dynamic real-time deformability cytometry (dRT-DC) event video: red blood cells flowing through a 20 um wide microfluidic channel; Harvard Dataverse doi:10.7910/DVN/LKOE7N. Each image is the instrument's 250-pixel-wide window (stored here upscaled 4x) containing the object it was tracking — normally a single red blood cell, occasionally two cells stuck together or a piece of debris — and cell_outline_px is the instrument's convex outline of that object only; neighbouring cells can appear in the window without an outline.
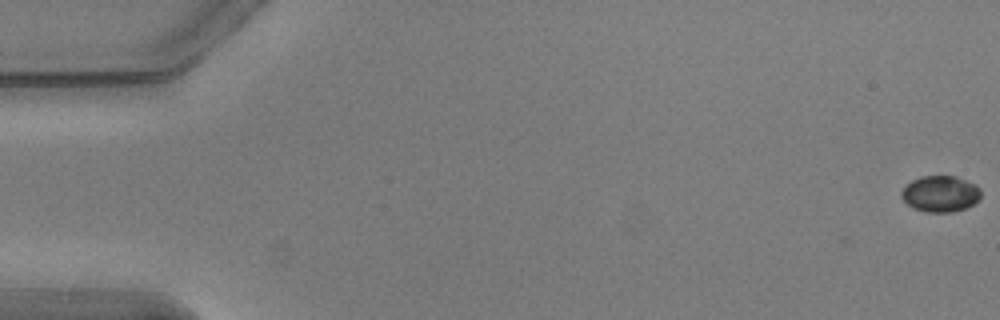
{"species": "common noctule bat (a hibernating species)", "species_latin": "Nyctalus noctula", "temperature_condition": "warm", "stored_images_in_passage": 57, "camera_frame_rate_fps": 3000, "um_per_image_px": 0.085, "animal": {"sex": "male", "body_mass_g": 20.5, "forearm_length_mm": 52.5}, "frame": {"image": 1, "passage_image": 1, "time_ms": 0.0, "image_size_px": [1000, 320], "cell_outline_px": [[980, 200], [964, 208], [952, 212], [924, 212], [912, 208], [900, 196], [900, 192], [912, 180], [920, 176], [956, 176], [976, 184], [980, 188]], "centroid_in_image_um": [79.93, 16.47], "position_along_channel_um": 5.1, "area_um2": 16.82}}
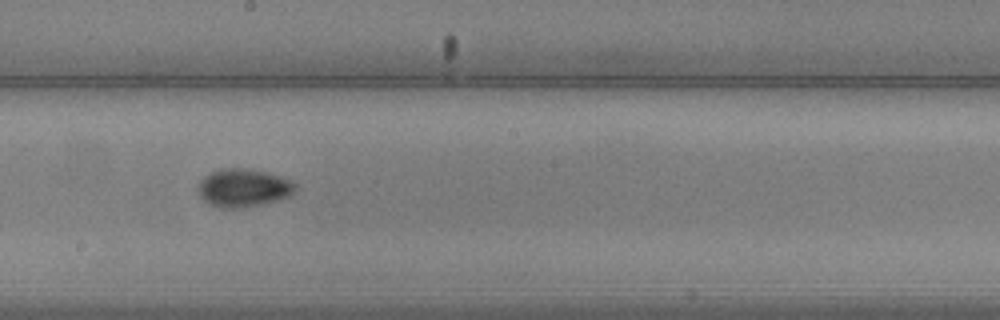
{"frame": {"image": 2, "passage_image": 32, "time_ms": 10.333, "image_size_px": [1000, 320], "cell_outline_px": [[296, 192], [280, 200], [260, 204], [236, 208], [220, 208], [208, 204], [200, 196], [200, 180], [208, 172], [220, 168], [244, 168], [264, 172], [280, 176], [296, 184]], "centroid_in_image_um": [20.68, 15.96], "position_along_channel_um": 227.5, "area_um2": 21.5}}
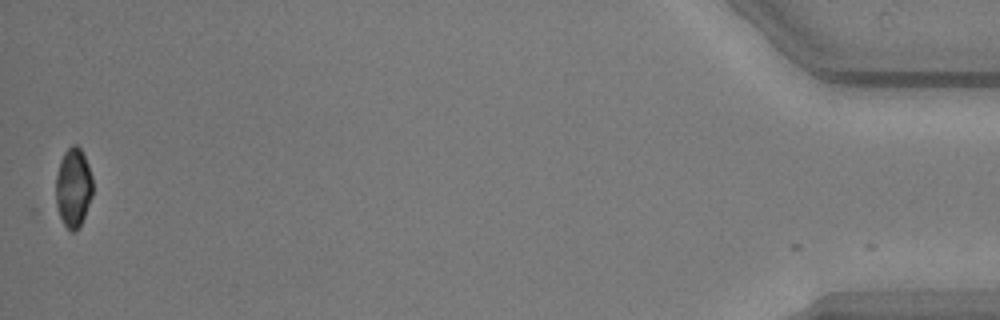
{"frame": {"image": 3, "passage_image": 56, "time_ms": 18.333, "image_size_px": [1000, 320], "cell_outline_px": [[92, 196], [80, 228], [76, 232], [72, 232], [64, 224], [60, 216], [56, 204], [56, 176], [60, 160], [64, 152], [72, 144], [76, 144], [80, 148], [88, 164], [92, 176]], "centroid_in_image_um": [6.24, 15.95], "position_along_channel_um": 429.0, "area_um2": 17.11}, "authors_computed_cell_mechanics": {"area_um2": 18.3226, "velocity_mm_per_s": 3.6909, "shape_relaxation_time_tau1_ms": 2.7974, "shape_relaxation_time_tau2_ms": null, "deformation_change_tau1": 0.0919, "deformation_change_tau2": null}}